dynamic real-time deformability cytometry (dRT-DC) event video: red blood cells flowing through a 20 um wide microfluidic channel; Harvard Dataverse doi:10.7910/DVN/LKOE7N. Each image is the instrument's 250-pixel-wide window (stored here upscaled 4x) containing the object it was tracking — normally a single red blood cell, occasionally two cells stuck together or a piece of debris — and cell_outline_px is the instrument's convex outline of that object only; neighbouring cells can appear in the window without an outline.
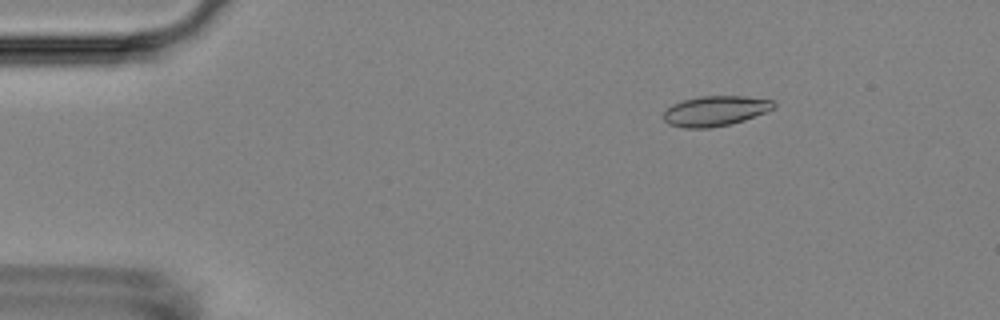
{"species": "Egyptian fruit bat (a non-hibernating species)", "species_latin": "Rousettus aegyptiacus", "temperature_condition": "room temperature", "stored_images_in_passage": 5, "camera_frame_rate_fps": 3000, "um_per_image_px": 0.085, "animal": {"sex": "female"}, "frame": {"image": 1, "passage_image": 3, "time_ms": 2.333, "image_size_px": [1000, 320], "cell_outline_px": [[776, 108], [744, 120], [728, 124], [708, 128], [684, 128], [668, 124], [664, 120], [664, 112], [672, 104], [696, 96], [744, 96], [772, 100], [776, 104]], "centroid_in_image_um": [60.8, 9.42], "position_along_channel_um": 24.2, "area_um2": 19.31}}